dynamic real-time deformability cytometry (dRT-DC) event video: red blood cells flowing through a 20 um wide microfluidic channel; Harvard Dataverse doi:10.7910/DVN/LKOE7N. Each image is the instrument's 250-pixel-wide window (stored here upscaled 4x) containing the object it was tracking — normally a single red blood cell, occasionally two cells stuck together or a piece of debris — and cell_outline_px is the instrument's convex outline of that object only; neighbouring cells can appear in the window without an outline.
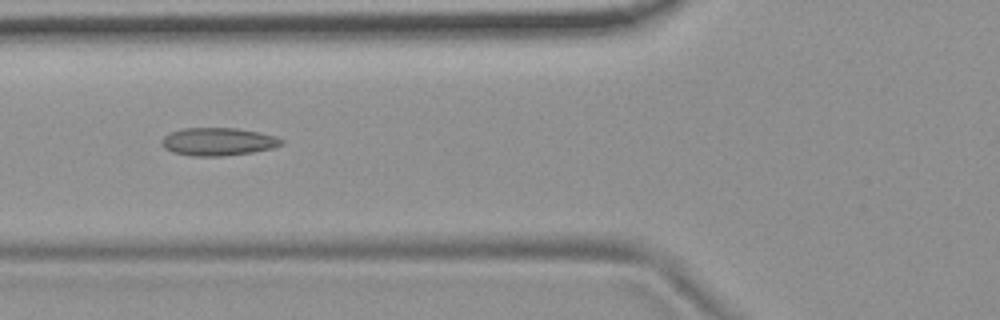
{"species": "common noctule bat (a hibernating species)", "species_latin": "Nyctalus noctula", "temperature_condition": "room temperature", "stored_images_in_passage": 54, "camera_frame_rate_fps": 3000, "um_per_image_px": 0.085, "animal": {"sex": "female", "body_mass_g": 19.9}, "frame": {"image": 1, "passage_image": 20, "time_ms": 6.333, "image_size_px": [1000, 320], "cell_outline_px": [[284, 144], [272, 148], [252, 152], [224, 156], [192, 156], [172, 152], [164, 148], [160, 144], [160, 140], [164, 136], [172, 132], [184, 128], [236, 128], [260, 132], [276, 136], [284, 140]], "centroid_in_image_um": [18.54, 12.04], "position_along_channel_um": 107.3, "area_um2": 19.59}}
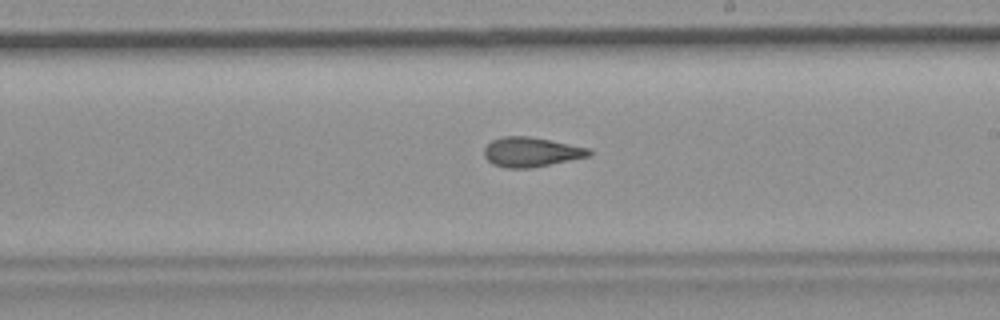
{"frame": {"image": 2, "passage_image": 31, "time_ms": 10.0, "image_size_px": [1000, 320], "cell_outline_px": [[592, 156], [532, 168], [504, 168], [492, 164], [484, 156], [484, 148], [492, 140], [504, 136], [528, 136], [552, 140], [592, 148]], "centroid_in_image_um": [45.2, 12.92], "position_along_channel_um": 243.8, "area_um2": 18.44}}
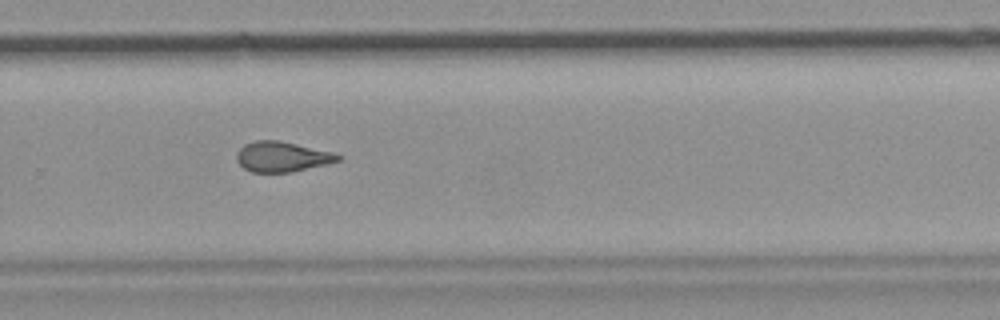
{"frame": {"image": 3, "passage_image": 36, "time_ms": 11.667, "image_size_px": [1000, 320], "cell_outline_px": [[344, 156], [340, 160], [328, 164], [292, 172], [252, 172], [244, 168], [236, 160], [236, 152], [244, 144], [256, 140], [276, 140], [336, 152]], "centroid_in_image_um": [24.01, 13.32], "position_along_channel_um": 305.8, "area_um2": 18.03}, "authors_computed_cell_mechanics": {"area_um2": 18.9295, "velocity_mm_per_s": 3.7348, "shape_relaxation_time_tau1_ms": null, "shape_relaxation_time_tau2_ms": 3.5523, "deformation_change_tau1": null, "deformation_change_tau2": 0.1161}}